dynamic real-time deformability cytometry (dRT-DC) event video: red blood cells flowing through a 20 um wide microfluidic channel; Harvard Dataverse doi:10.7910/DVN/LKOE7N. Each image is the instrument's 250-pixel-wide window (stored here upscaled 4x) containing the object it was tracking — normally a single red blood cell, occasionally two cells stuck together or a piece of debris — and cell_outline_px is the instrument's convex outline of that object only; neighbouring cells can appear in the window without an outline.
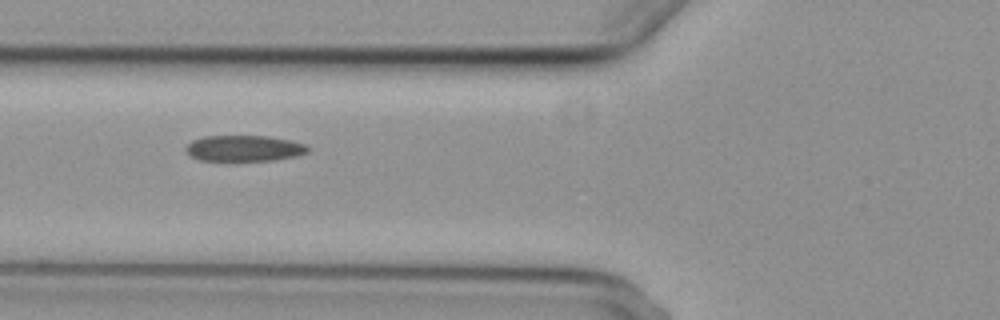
{"species": "common noctule bat (a hibernating species)", "species_latin": "Nyctalus noctula", "temperature_condition": "cold", "stored_images_in_passage": 3, "camera_frame_rate_fps": 3000, "um_per_image_px": 0.085, "animal": {"sex": "female", "body_mass_g": 29.2, "forearm_length_mm": 56.3}, "frame": {"image": 1, "passage_image": 3, "time_ms": 2.667, "image_size_px": [1000, 320], "cell_outline_px": [[308, 152], [296, 156], [272, 160], [236, 164], [200, 160], [188, 156], [184, 152], [184, 148], [192, 140], [204, 136], [268, 136], [288, 140], [304, 144], [308, 148]], "centroid_in_image_um": [20.64, 12.66], "position_along_channel_um": 105.2, "area_um2": 19.42}}